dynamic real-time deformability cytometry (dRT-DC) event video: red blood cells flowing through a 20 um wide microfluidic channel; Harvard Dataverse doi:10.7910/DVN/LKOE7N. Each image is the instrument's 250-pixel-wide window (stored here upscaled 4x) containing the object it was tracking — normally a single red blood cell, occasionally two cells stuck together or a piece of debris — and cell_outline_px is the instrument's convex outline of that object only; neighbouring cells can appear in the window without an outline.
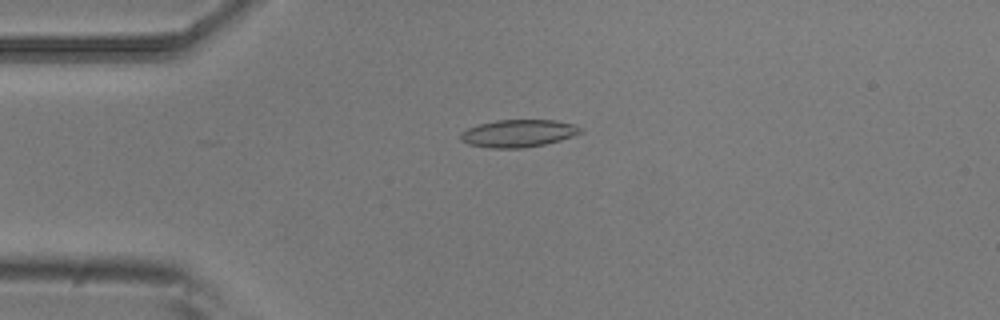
{"species": "common noctule bat (a hibernating species)", "species_latin": "Nyctalus noctula", "temperature_condition": "room temperature", "stored_images_in_passage": 2, "camera_frame_rate_fps": 3000, "um_per_image_px": 0.085, "animal": {"sex": "male", "body_mass_g": 20.5, "forearm_length_mm": 52.5}, "frame": {"image": 1, "passage_image": 1, "time_ms": 0.0, "image_size_px": [1000, 320], "cell_outline_px": [[584, 132], [560, 140], [544, 144], [520, 148], [488, 148], [468, 144], [460, 140], [460, 132], [468, 128], [480, 124], [496, 120], [552, 120], [572, 124], [584, 128]], "centroid_in_image_um": [44.04, 11.33], "position_along_channel_um": 41.0, "area_um2": 19.19}}